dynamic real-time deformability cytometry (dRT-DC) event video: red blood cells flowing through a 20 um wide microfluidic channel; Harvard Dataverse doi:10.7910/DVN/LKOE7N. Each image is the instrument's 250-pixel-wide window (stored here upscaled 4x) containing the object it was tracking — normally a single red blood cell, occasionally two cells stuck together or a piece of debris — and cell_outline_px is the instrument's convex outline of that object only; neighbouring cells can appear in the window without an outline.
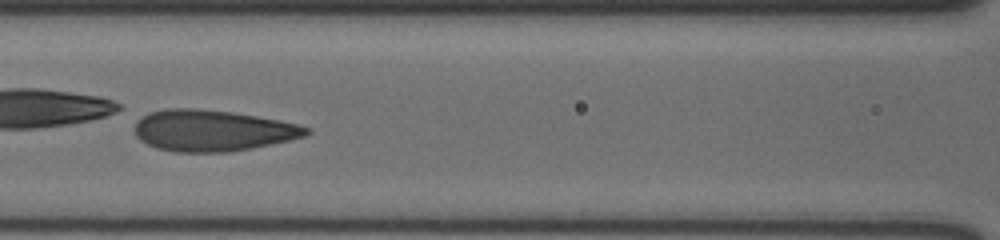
{"species": "human", "species_latin": "Homo sapiens", "temperature_condition": "cold", "stored_images_in_passage": 37, "camera_frame_rate_fps": 3000, "um_per_image_px": 0.085, "donor": {"sex": "male"}, "frame": {"image": 1, "passage_image": 11, "time_ms": 3.333, "image_size_px": [1000, 240], "cell_outline_px": [[312, 132], [304, 136], [288, 140], [252, 148], [228, 152], [176, 152], [156, 148], [140, 140], [136, 136], [132, 128], [136, 120], [140, 116], [148, 112], [168, 108], [192, 108], [232, 112], [256, 116], [296, 124], [312, 128]], "centroid_in_image_um": [17.99, 11.09], "position_along_channel_um": 148.6, "area_um2": 41.38}, "authors_computed_cell_mechanics": {"area_um2": 40.749, "velocity_mm_per_s": 3.5788, "shape_relaxation_time_tau1_ms": 1.698, "shape_relaxation_time_tau2_ms": null, "deformation_change_tau1": 0.2591, "deformation_change_tau2": null}}